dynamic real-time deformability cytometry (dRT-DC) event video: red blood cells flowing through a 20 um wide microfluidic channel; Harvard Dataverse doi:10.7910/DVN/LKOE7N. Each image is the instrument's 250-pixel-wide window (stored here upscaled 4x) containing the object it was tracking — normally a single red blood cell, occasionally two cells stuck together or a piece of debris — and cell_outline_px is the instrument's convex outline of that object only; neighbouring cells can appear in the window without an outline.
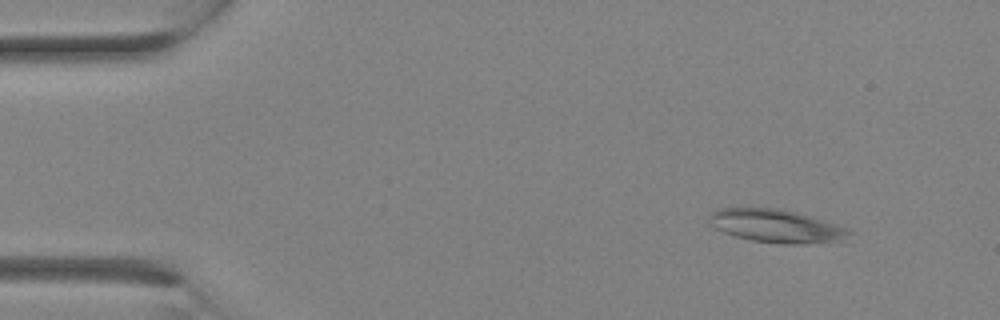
{"species": "Egyptian fruit bat (a non-hibernating species)", "species_latin": "Rousettus aegyptiacus", "temperature_condition": "room temperature", "stored_images_in_passage": 7, "camera_frame_rate_fps": 3000, "um_per_image_px": 0.085, "animal": {"sex": "female"}, "frame": {"image": 1, "passage_image": 1, "time_ms": 0.0, "image_size_px": [1000, 320], "cell_outline_px": [[852, 232], [836, 240], [796, 244], [780, 244], [752, 240], [736, 236], [724, 232], [708, 224], [708, 216], [712, 212], [720, 208], [776, 208], [796, 212], [836, 224], [848, 228]], "centroid_in_image_um": [65.89, 19.19], "position_along_channel_um": 19.1, "area_um2": 26.47}}